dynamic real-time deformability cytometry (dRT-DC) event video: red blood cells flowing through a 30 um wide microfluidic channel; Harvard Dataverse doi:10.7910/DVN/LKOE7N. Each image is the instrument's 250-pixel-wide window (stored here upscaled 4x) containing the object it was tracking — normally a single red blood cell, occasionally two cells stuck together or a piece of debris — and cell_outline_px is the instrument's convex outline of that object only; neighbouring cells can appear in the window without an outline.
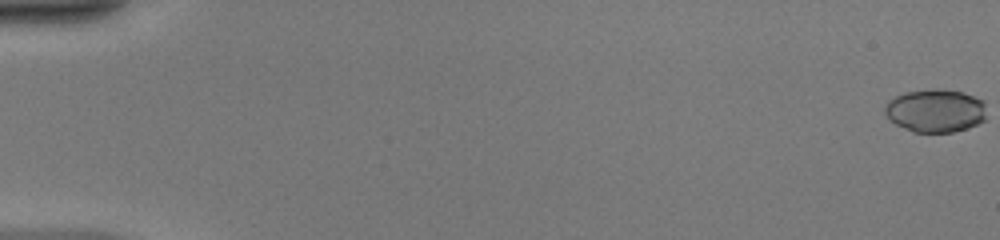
{"species": "common noctule bat (a hibernating species)", "species_latin": "Nyctalus noctula", "temperature_condition": "warm", "stored_images_in_passage": 29, "camera_frame_rate_fps": 3000, "um_per_image_px": 0.085, "animal": {"sex": "female", "body_mass_g": 20.0, "forearm_length_mm": 54.0}, "frame": {"image": 1, "passage_image": 1, "time_ms": 0.0, "image_size_px": [1000, 240], "cell_outline_px": [[984, 120], [968, 128], [952, 132], [912, 132], [896, 124], [884, 112], [884, 108], [888, 100], [904, 92], [932, 88], [940, 88], [964, 92], [984, 100]], "centroid_in_image_um": [79.5, 9.39], "position_along_channel_um": 5.5, "area_um2": 25.66}}
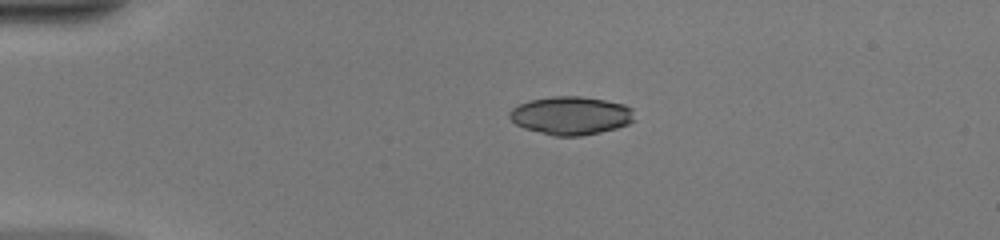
{"frame": {"image": 2, "passage_image": 13, "time_ms": 4.0, "image_size_px": [1000, 240], "cell_outline_px": [[636, 120], [628, 124], [616, 128], [600, 132], [580, 136], [552, 136], [524, 128], [516, 124], [508, 116], [508, 112], [512, 108], [528, 100], [552, 96], [580, 96], [604, 100], [624, 104], [632, 108]], "centroid_in_image_um": [48.53, 9.82], "position_along_channel_um": 36.5, "area_um2": 28.03}}